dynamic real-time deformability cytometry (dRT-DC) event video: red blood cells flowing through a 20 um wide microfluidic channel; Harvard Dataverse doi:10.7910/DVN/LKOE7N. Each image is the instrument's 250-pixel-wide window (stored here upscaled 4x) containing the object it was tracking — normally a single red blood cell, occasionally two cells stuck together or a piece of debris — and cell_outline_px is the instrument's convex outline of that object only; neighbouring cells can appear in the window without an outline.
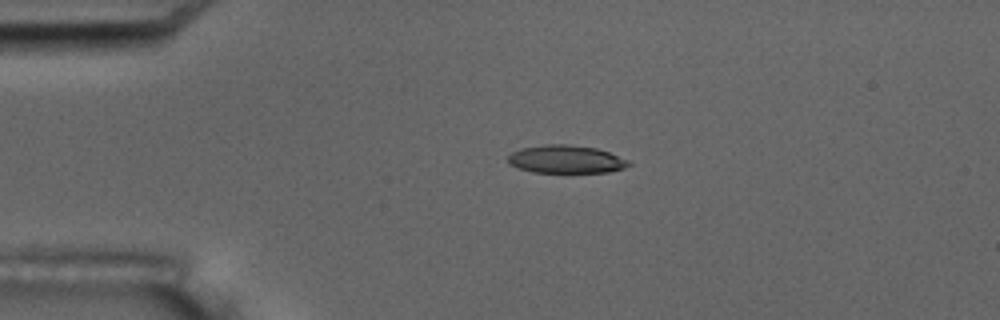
{"species": "common noctule bat (a hibernating species)", "species_latin": "Nyctalus noctula", "temperature_condition": "room temperature", "stored_images_in_passage": 3, "camera_frame_rate_fps": 3000, "um_per_image_px": 0.085, "animal": {"sex": "male", "body_mass_g": 17.5, "forearm_length_mm": 52.3}, "frame": {"image": 1, "passage_image": 2, "time_ms": 2.0, "image_size_px": [1000, 320], "cell_outline_px": [[632, 164], [624, 168], [608, 172], [532, 172], [516, 168], [508, 164], [508, 156], [512, 152], [520, 148], [544, 144], [568, 144], [596, 148], [608, 152], [628, 160]], "centroid_in_image_um": [48.07, 13.53], "position_along_channel_um": 36.9, "area_um2": 19.77}}